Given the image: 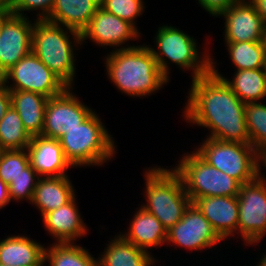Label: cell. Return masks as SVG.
<instances>
[{
    "label": "cell",
    "instance_id": "cell-33",
    "mask_svg": "<svg viewBox=\"0 0 266 266\" xmlns=\"http://www.w3.org/2000/svg\"><path fill=\"white\" fill-rule=\"evenodd\" d=\"M54 1L55 0H13L10 12L18 16H25L23 14L24 11H36L39 9L37 19L45 20L50 15Z\"/></svg>",
    "mask_w": 266,
    "mask_h": 266
},
{
    "label": "cell",
    "instance_id": "cell-10",
    "mask_svg": "<svg viewBox=\"0 0 266 266\" xmlns=\"http://www.w3.org/2000/svg\"><path fill=\"white\" fill-rule=\"evenodd\" d=\"M14 84L7 85L8 80ZM9 90L30 91L51 98L61 94L67 86L33 53L20 59L4 73Z\"/></svg>",
    "mask_w": 266,
    "mask_h": 266
},
{
    "label": "cell",
    "instance_id": "cell-15",
    "mask_svg": "<svg viewBox=\"0 0 266 266\" xmlns=\"http://www.w3.org/2000/svg\"><path fill=\"white\" fill-rule=\"evenodd\" d=\"M220 16L225 18V42L261 41L265 23L249 0L230 6Z\"/></svg>",
    "mask_w": 266,
    "mask_h": 266
},
{
    "label": "cell",
    "instance_id": "cell-20",
    "mask_svg": "<svg viewBox=\"0 0 266 266\" xmlns=\"http://www.w3.org/2000/svg\"><path fill=\"white\" fill-rule=\"evenodd\" d=\"M45 248L27 236H8L0 241V264L6 266H44Z\"/></svg>",
    "mask_w": 266,
    "mask_h": 266
},
{
    "label": "cell",
    "instance_id": "cell-2",
    "mask_svg": "<svg viewBox=\"0 0 266 266\" xmlns=\"http://www.w3.org/2000/svg\"><path fill=\"white\" fill-rule=\"evenodd\" d=\"M105 60L109 79L129 96H150L169 82L148 45L121 46L108 54Z\"/></svg>",
    "mask_w": 266,
    "mask_h": 266
},
{
    "label": "cell",
    "instance_id": "cell-41",
    "mask_svg": "<svg viewBox=\"0 0 266 266\" xmlns=\"http://www.w3.org/2000/svg\"><path fill=\"white\" fill-rule=\"evenodd\" d=\"M10 13V11L7 10H1L0 9V24L2 22V20Z\"/></svg>",
    "mask_w": 266,
    "mask_h": 266
},
{
    "label": "cell",
    "instance_id": "cell-37",
    "mask_svg": "<svg viewBox=\"0 0 266 266\" xmlns=\"http://www.w3.org/2000/svg\"><path fill=\"white\" fill-rule=\"evenodd\" d=\"M266 24V0H249Z\"/></svg>",
    "mask_w": 266,
    "mask_h": 266
},
{
    "label": "cell",
    "instance_id": "cell-12",
    "mask_svg": "<svg viewBox=\"0 0 266 266\" xmlns=\"http://www.w3.org/2000/svg\"><path fill=\"white\" fill-rule=\"evenodd\" d=\"M11 12L0 24V70L4 74L32 52L34 23Z\"/></svg>",
    "mask_w": 266,
    "mask_h": 266
},
{
    "label": "cell",
    "instance_id": "cell-6",
    "mask_svg": "<svg viewBox=\"0 0 266 266\" xmlns=\"http://www.w3.org/2000/svg\"><path fill=\"white\" fill-rule=\"evenodd\" d=\"M158 51L148 46L156 59L161 72L169 79V61L183 69L192 70V79L204 76L211 71V56L202 54L200 57L196 40L182 30L173 26L162 25L155 37ZM164 56L166 58H164Z\"/></svg>",
    "mask_w": 266,
    "mask_h": 266
},
{
    "label": "cell",
    "instance_id": "cell-34",
    "mask_svg": "<svg viewBox=\"0 0 266 266\" xmlns=\"http://www.w3.org/2000/svg\"><path fill=\"white\" fill-rule=\"evenodd\" d=\"M242 0H198L203 7L212 16H220L230 6L240 3Z\"/></svg>",
    "mask_w": 266,
    "mask_h": 266
},
{
    "label": "cell",
    "instance_id": "cell-7",
    "mask_svg": "<svg viewBox=\"0 0 266 266\" xmlns=\"http://www.w3.org/2000/svg\"><path fill=\"white\" fill-rule=\"evenodd\" d=\"M179 161L173 170L180 176L191 202L201 197L239 194L241 184L236 179L208 164L195 151L184 154Z\"/></svg>",
    "mask_w": 266,
    "mask_h": 266
},
{
    "label": "cell",
    "instance_id": "cell-35",
    "mask_svg": "<svg viewBox=\"0 0 266 266\" xmlns=\"http://www.w3.org/2000/svg\"><path fill=\"white\" fill-rule=\"evenodd\" d=\"M11 106L10 90L4 82L0 83V120Z\"/></svg>",
    "mask_w": 266,
    "mask_h": 266
},
{
    "label": "cell",
    "instance_id": "cell-16",
    "mask_svg": "<svg viewBox=\"0 0 266 266\" xmlns=\"http://www.w3.org/2000/svg\"><path fill=\"white\" fill-rule=\"evenodd\" d=\"M99 7L100 0H55L50 15L45 20L66 27L74 43L81 45V33Z\"/></svg>",
    "mask_w": 266,
    "mask_h": 266
},
{
    "label": "cell",
    "instance_id": "cell-19",
    "mask_svg": "<svg viewBox=\"0 0 266 266\" xmlns=\"http://www.w3.org/2000/svg\"><path fill=\"white\" fill-rule=\"evenodd\" d=\"M75 201L74 197L67 204L43 216L45 229L55 238L56 243H73L76 238L87 233Z\"/></svg>",
    "mask_w": 266,
    "mask_h": 266
},
{
    "label": "cell",
    "instance_id": "cell-31",
    "mask_svg": "<svg viewBox=\"0 0 266 266\" xmlns=\"http://www.w3.org/2000/svg\"><path fill=\"white\" fill-rule=\"evenodd\" d=\"M39 178L38 173L29 164L23 169L22 174L18 175L8 184L10 200L14 199L18 201L26 199L31 203Z\"/></svg>",
    "mask_w": 266,
    "mask_h": 266
},
{
    "label": "cell",
    "instance_id": "cell-4",
    "mask_svg": "<svg viewBox=\"0 0 266 266\" xmlns=\"http://www.w3.org/2000/svg\"><path fill=\"white\" fill-rule=\"evenodd\" d=\"M95 111L78 127L66 131L59 139L66 160L72 168L103 165L115 152V144Z\"/></svg>",
    "mask_w": 266,
    "mask_h": 266
},
{
    "label": "cell",
    "instance_id": "cell-1",
    "mask_svg": "<svg viewBox=\"0 0 266 266\" xmlns=\"http://www.w3.org/2000/svg\"><path fill=\"white\" fill-rule=\"evenodd\" d=\"M184 117L188 123L207 127L212 139L250 144L245 121V103L222 78L211 71L192 79Z\"/></svg>",
    "mask_w": 266,
    "mask_h": 266
},
{
    "label": "cell",
    "instance_id": "cell-28",
    "mask_svg": "<svg viewBox=\"0 0 266 266\" xmlns=\"http://www.w3.org/2000/svg\"><path fill=\"white\" fill-rule=\"evenodd\" d=\"M229 56L237 71L265 67L266 52L261 41L226 42Z\"/></svg>",
    "mask_w": 266,
    "mask_h": 266
},
{
    "label": "cell",
    "instance_id": "cell-17",
    "mask_svg": "<svg viewBox=\"0 0 266 266\" xmlns=\"http://www.w3.org/2000/svg\"><path fill=\"white\" fill-rule=\"evenodd\" d=\"M207 218L218 236L224 240L238 233V198L227 196L201 197L192 202Z\"/></svg>",
    "mask_w": 266,
    "mask_h": 266
},
{
    "label": "cell",
    "instance_id": "cell-21",
    "mask_svg": "<svg viewBox=\"0 0 266 266\" xmlns=\"http://www.w3.org/2000/svg\"><path fill=\"white\" fill-rule=\"evenodd\" d=\"M74 187L67 175L40 177L31 203L38 207L42 217L67 204L75 197Z\"/></svg>",
    "mask_w": 266,
    "mask_h": 266
},
{
    "label": "cell",
    "instance_id": "cell-27",
    "mask_svg": "<svg viewBox=\"0 0 266 266\" xmlns=\"http://www.w3.org/2000/svg\"><path fill=\"white\" fill-rule=\"evenodd\" d=\"M31 138L18 112L11 105L0 120V151L27 149Z\"/></svg>",
    "mask_w": 266,
    "mask_h": 266
},
{
    "label": "cell",
    "instance_id": "cell-5",
    "mask_svg": "<svg viewBox=\"0 0 266 266\" xmlns=\"http://www.w3.org/2000/svg\"><path fill=\"white\" fill-rule=\"evenodd\" d=\"M64 26L36 19L32 32V52L67 86L75 77L74 47Z\"/></svg>",
    "mask_w": 266,
    "mask_h": 266
},
{
    "label": "cell",
    "instance_id": "cell-40",
    "mask_svg": "<svg viewBox=\"0 0 266 266\" xmlns=\"http://www.w3.org/2000/svg\"><path fill=\"white\" fill-rule=\"evenodd\" d=\"M261 44H262V47L265 49V52H266V24L264 25V28H263V33H262V37H261Z\"/></svg>",
    "mask_w": 266,
    "mask_h": 266
},
{
    "label": "cell",
    "instance_id": "cell-14",
    "mask_svg": "<svg viewBox=\"0 0 266 266\" xmlns=\"http://www.w3.org/2000/svg\"><path fill=\"white\" fill-rule=\"evenodd\" d=\"M140 33L130 22L120 19L114 14L106 12L99 7L89 22V25L81 33V40L90 38L99 46L119 47L127 40L136 39Z\"/></svg>",
    "mask_w": 266,
    "mask_h": 266
},
{
    "label": "cell",
    "instance_id": "cell-11",
    "mask_svg": "<svg viewBox=\"0 0 266 266\" xmlns=\"http://www.w3.org/2000/svg\"><path fill=\"white\" fill-rule=\"evenodd\" d=\"M70 89L67 87L61 94L48 99L41 136L59 140L66 131L78 127L93 113Z\"/></svg>",
    "mask_w": 266,
    "mask_h": 266
},
{
    "label": "cell",
    "instance_id": "cell-25",
    "mask_svg": "<svg viewBox=\"0 0 266 266\" xmlns=\"http://www.w3.org/2000/svg\"><path fill=\"white\" fill-rule=\"evenodd\" d=\"M98 259V266H153L156 262L149 252L130 243L121 234L109 242Z\"/></svg>",
    "mask_w": 266,
    "mask_h": 266
},
{
    "label": "cell",
    "instance_id": "cell-36",
    "mask_svg": "<svg viewBox=\"0 0 266 266\" xmlns=\"http://www.w3.org/2000/svg\"><path fill=\"white\" fill-rule=\"evenodd\" d=\"M11 202L8 185L0 178V209Z\"/></svg>",
    "mask_w": 266,
    "mask_h": 266
},
{
    "label": "cell",
    "instance_id": "cell-23",
    "mask_svg": "<svg viewBox=\"0 0 266 266\" xmlns=\"http://www.w3.org/2000/svg\"><path fill=\"white\" fill-rule=\"evenodd\" d=\"M11 105L18 112L31 137L42 134L44 112L49 98L30 91L10 90Z\"/></svg>",
    "mask_w": 266,
    "mask_h": 266
},
{
    "label": "cell",
    "instance_id": "cell-13",
    "mask_svg": "<svg viewBox=\"0 0 266 266\" xmlns=\"http://www.w3.org/2000/svg\"><path fill=\"white\" fill-rule=\"evenodd\" d=\"M221 241L207 218L191 203L182 219L167 231L166 243L171 242L181 248L198 251Z\"/></svg>",
    "mask_w": 266,
    "mask_h": 266
},
{
    "label": "cell",
    "instance_id": "cell-3",
    "mask_svg": "<svg viewBox=\"0 0 266 266\" xmlns=\"http://www.w3.org/2000/svg\"><path fill=\"white\" fill-rule=\"evenodd\" d=\"M146 201L141 207L153 214L168 231L183 217L192 203L180 176L171 169L148 168L144 174Z\"/></svg>",
    "mask_w": 266,
    "mask_h": 266
},
{
    "label": "cell",
    "instance_id": "cell-8",
    "mask_svg": "<svg viewBox=\"0 0 266 266\" xmlns=\"http://www.w3.org/2000/svg\"><path fill=\"white\" fill-rule=\"evenodd\" d=\"M195 152L241 185L258 176V151L251 144L226 142L207 137Z\"/></svg>",
    "mask_w": 266,
    "mask_h": 266
},
{
    "label": "cell",
    "instance_id": "cell-42",
    "mask_svg": "<svg viewBox=\"0 0 266 266\" xmlns=\"http://www.w3.org/2000/svg\"><path fill=\"white\" fill-rule=\"evenodd\" d=\"M3 81H4V74L0 70V83H2Z\"/></svg>",
    "mask_w": 266,
    "mask_h": 266
},
{
    "label": "cell",
    "instance_id": "cell-18",
    "mask_svg": "<svg viewBox=\"0 0 266 266\" xmlns=\"http://www.w3.org/2000/svg\"><path fill=\"white\" fill-rule=\"evenodd\" d=\"M27 150L30 164L40 177L63 176L66 175V170L72 167L57 139L33 136Z\"/></svg>",
    "mask_w": 266,
    "mask_h": 266
},
{
    "label": "cell",
    "instance_id": "cell-9",
    "mask_svg": "<svg viewBox=\"0 0 266 266\" xmlns=\"http://www.w3.org/2000/svg\"><path fill=\"white\" fill-rule=\"evenodd\" d=\"M238 198V233L251 245L266 235V178L258 169V176L240 186Z\"/></svg>",
    "mask_w": 266,
    "mask_h": 266
},
{
    "label": "cell",
    "instance_id": "cell-29",
    "mask_svg": "<svg viewBox=\"0 0 266 266\" xmlns=\"http://www.w3.org/2000/svg\"><path fill=\"white\" fill-rule=\"evenodd\" d=\"M245 121L250 144L257 151L266 148V105L261 102L245 103Z\"/></svg>",
    "mask_w": 266,
    "mask_h": 266
},
{
    "label": "cell",
    "instance_id": "cell-30",
    "mask_svg": "<svg viewBox=\"0 0 266 266\" xmlns=\"http://www.w3.org/2000/svg\"><path fill=\"white\" fill-rule=\"evenodd\" d=\"M30 164L27 149L0 151V178L8 185Z\"/></svg>",
    "mask_w": 266,
    "mask_h": 266
},
{
    "label": "cell",
    "instance_id": "cell-26",
    "mask_svg": "<svg viewBox=\"0 0 266 266\" xmlns=\"http://www.w3.org/2000/svg\"><path fill=\"white\" fill-rule=\"evenodd\" d=\"M46 261L50 266H98V259L74 243H53L45 247Z\"/></svg>",
    "mask_w": 266,
    "mask_h": 266
},
{
    "label": "cell",
    "instance_id": "cell-39",
    "mask_svg": "<svg viewBox=\"0 0 266 266\" xmlns=\"http://www.w3.org/2000/svg\"><path fill=\"white\" fill-rule=\"evenodd\" d=\"M13 0H0V9L10 11Z\"/></svg>",
    "mask_w": 266,
    "mask_h": 266
},
{
    "label": "cell",
    "instance_id": "cell-24",
    "mask_svg": "<svg viewBox=\"0 0 266 266\" xmlns=\"http://www.w3.org/2000/svg\"><path fill=\"white\" fill-rule=\"evenodd\" d=\"M211 57V72L230 87L243 103L257 102L266 97V72L264 68L239 70L232 81L219 74Z\"/></svg>",
    "mask_w": 266,
    "mask_h": 266
},
{
    "label": "cell",
    "instance_id": "cell-22",
    "mask_svg": "<svg viewBox=\"0 0 266 266\" xmlns=\"http://www.w3.org/2000/svg\"><path fill=\"white\" fill-rule=\"evenodd\" d=\"M129 231L122 236L135 246L147 252L151 247L159 246L167 241V230L161 222L142 207L136 211Z\"/></svg>",
    "mask_w": 266,
    "mask_h": 266
},
{
    "label": "cell",
    "instance_id": "cell-38",
    "mask_svg": "<svg viewBox=\"0 0 266 266\" xmlns=\"http://www.w3.org/2000/svg\"><path fill=\"white\" fill-rule=\"evenodd\" d=\"M262 163H263L262 166L266 167V148L258 151V169H262L261 168Z\"/></svg>",
    "mask_w": 266,
    "mask_h": 266
},
{
    "label": "cell",
    "instance_id": "cell-32",
    "mask_svg": "<svg viewBox=\"0 0 266 266\" xmlns=\"http://www.w3.org/2000/svg\"><path fill=\"white\" fill-rule=\"evenodd\" d=\"M100 7L120 19L130 22L135 27L134 20L142 15L145 8L143 0H100Z\"/></svg>",
    "mask_w": 266,
    "mask_h": 266
}]
</instances>
